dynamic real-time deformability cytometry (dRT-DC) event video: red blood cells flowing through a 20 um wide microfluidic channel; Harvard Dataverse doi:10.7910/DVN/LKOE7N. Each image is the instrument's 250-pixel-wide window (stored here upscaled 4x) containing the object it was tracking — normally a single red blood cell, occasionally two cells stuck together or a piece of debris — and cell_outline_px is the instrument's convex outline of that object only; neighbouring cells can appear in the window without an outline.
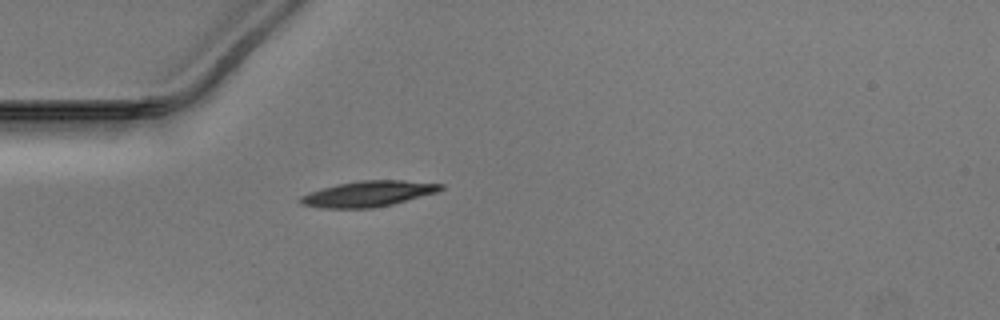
{"species": "Egyptian fruit bat (a non-hibernating species)", "species_latin": "Rousettus aegyptiacus", "temperature_condition": "warm", "stored_images_in_passage": 37, "camera_frame_rate_fps": 3000, "um_per_image_px": 0.085, "animal": {"sex": "male"}, "frame": {"image": 1, "passage_image": 1, "time_ms": 0.0, "image_size_px": [1000, 320], "cell_outline_px": [[444, 188], [436, 192], [392, 204], [372, 208], [320, 208], [300, 204], [296, 200], [300, 196], [308, 192], [336, 184], [360, 180], [404, 180], [444, 184]], "centroid_in_image_um": [31.23, 16.47], "position_along_channel_um": 53.8, "area_um2": 21.1}}
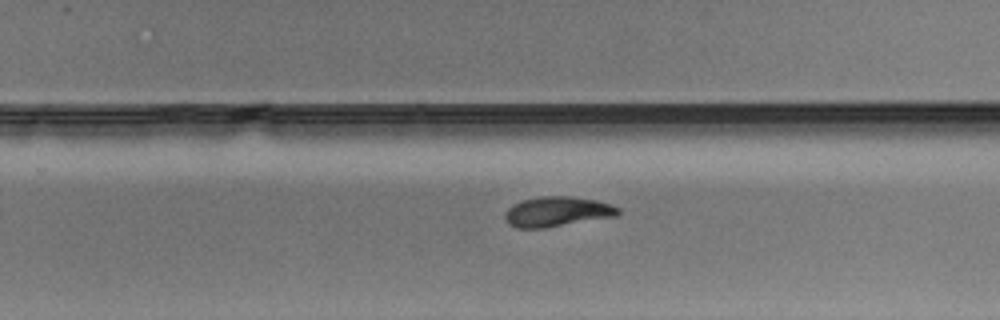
{"frame": {"image": 2, "passage_image": 19, "time_ms": 6.0, "image_size_px": [1000, 320], "cell_outline_px": [[620, 212], [616, 216], [544, 228], [516, 228], [508, 224], [504, 216], [508, 208], [512, 204], [520, 200], [540, 196], [572, 196], [596, 200], [620, 208]], "centroid_in_image_um": [47.32, 17.98], "position_along_channel_um": 282.5, "area_um2": 19.83}}
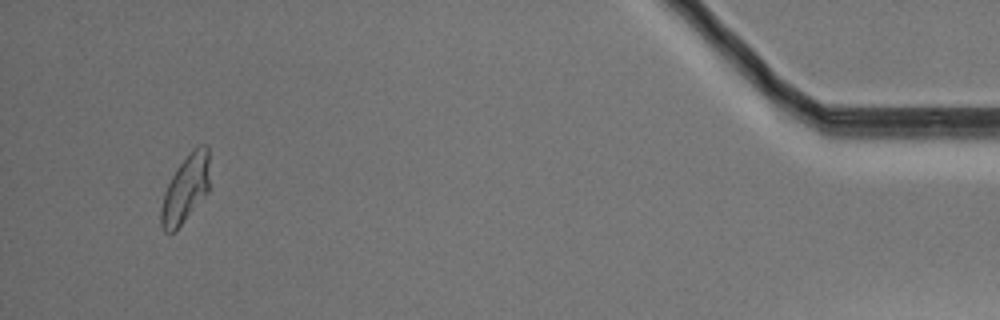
{"frame": {"image": 3, "passage_image": 35, "time_ms": 11.333, "image_size_px": [1000, 320], "cell_outline_px": [[208, 192], [180, 224], [172, 232], [164, 232], [160, 224], [160, 208], [164, 192], [176, 168], [192, 148], [200, 144], [208, 144]], "centroid_in_image_um": [15.75, 16.01], "position_along_channel_um": 419.5, "area_um2": 18.84}}